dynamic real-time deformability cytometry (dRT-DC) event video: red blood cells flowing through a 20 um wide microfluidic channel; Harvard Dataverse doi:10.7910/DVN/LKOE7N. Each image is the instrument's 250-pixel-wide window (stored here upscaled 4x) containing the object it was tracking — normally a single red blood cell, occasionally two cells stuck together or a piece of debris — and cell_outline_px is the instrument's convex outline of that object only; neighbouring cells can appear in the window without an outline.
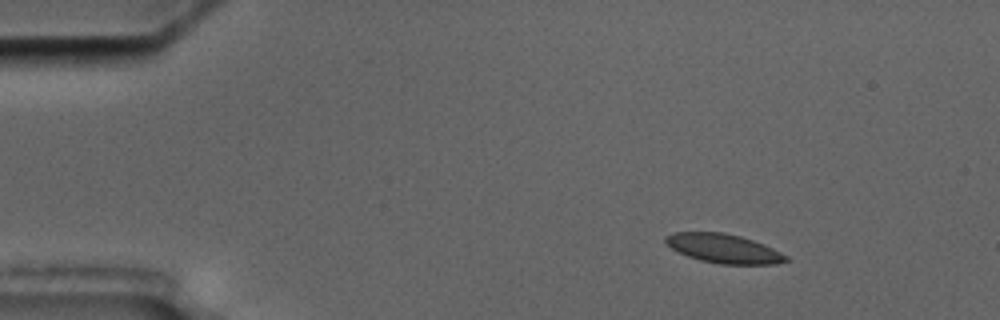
{"species": "common noctule bat (a hibernating species)", "species_latin": "Nyctalus noctula", "temperature_condition": "cold", "stored_images_in_passage": 8, "camera_frame_rate_fps": 3000, "um_per_image_px": 0.085, "animal": {"sex": "male", "body_mass_g": 17.5, "forearm_length_mm": 52.3}, "frame": {"image": 1, "passage_image": 1, "time_ms": 0.0, "image_size_px": [1000, 320], "cell_outline_px": [[792, 260], [776, 264], [720, 264], [700, 260], [688, 256], [672, 248], [664, 240], [664, 236], [672, 232], [724, 232], [740, 236], [764, 244], [788, 256]], "centroid_in_image_um": [61.53, 21.12], "position_along_channel_um": 23.5, "area_um2": 20.4}}
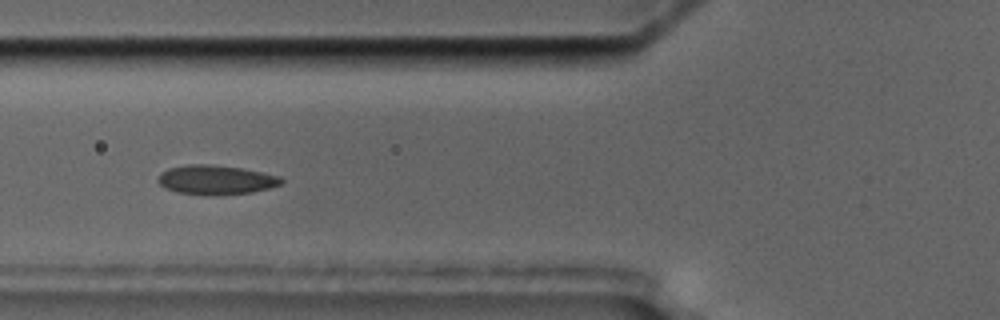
{"frame": {"image": 2, "passage_image": 5, "time_ms": 4.667, "image_size_px": [1000, 320], "cell_outline_px": [[284, 180], [280, 184], [268, 188], [252, 192], [216, 196], [212, 196], [176, 192], [164, 188], [156, 180], [160, 172], [168, 168], [188, 164], [208, 164], [240, 168], [280, 176]], "centroid_in_image_um": [18.29, 15.29], "position_along_channel_um": 107.5, "area_um2": 21.21}}
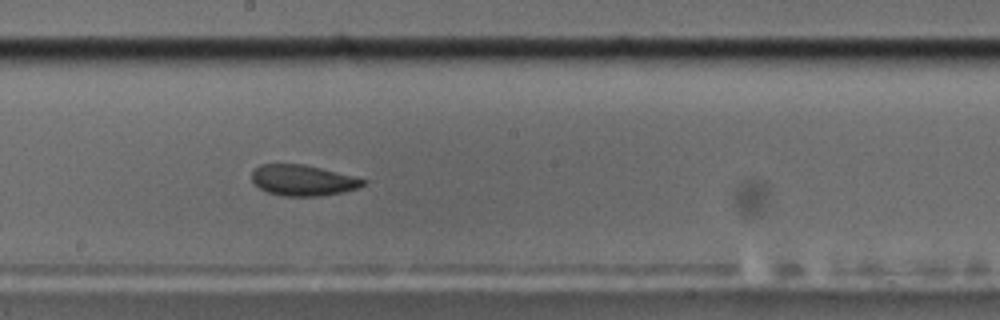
{"frame": {"image": 3, "passage_image": 8, "time_ms": 8.0, "image_size_px": [1000, 320], "cell_outline_px": [[368, 180], [364, 184], [356, 188], [344, 192], [320, 196], [284, 196], [268, 192], [260, 188], [252, 180], [252, 172], [260, 164], [304, 164]], "centroid_in_image_um": [25.74, 15.33], "position_along_channel_um": 222.5, "area_um2": 19.77}}